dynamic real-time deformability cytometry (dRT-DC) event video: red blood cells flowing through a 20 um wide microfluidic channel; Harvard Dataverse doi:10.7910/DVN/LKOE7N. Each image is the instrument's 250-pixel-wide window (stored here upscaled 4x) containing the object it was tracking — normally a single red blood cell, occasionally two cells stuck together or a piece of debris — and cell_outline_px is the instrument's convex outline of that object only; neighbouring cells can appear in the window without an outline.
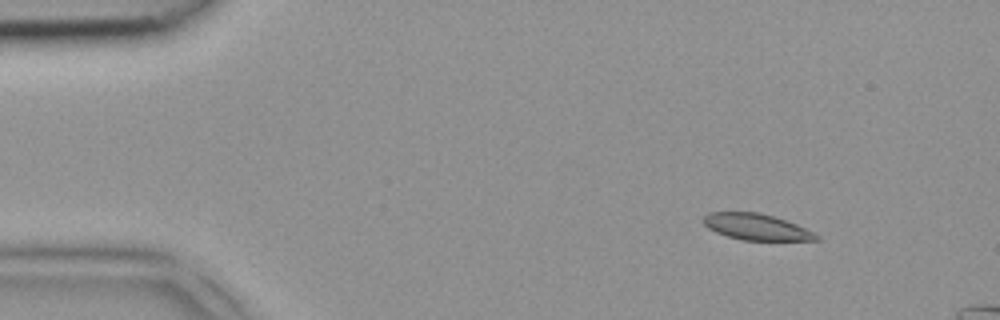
{"species": "common noctule bat (a hibernating species)", "species_latin": "Nyctalus noctula", "temperature_condition": "room temperature", "stored_images_in_passage": 3, "camera_frame_rate_fps": 3000, "um_per_image_px": 0.085, "animal": {"sex": "female", "body_mass_g": 18.4}, "frame": {"image": 1, "passage_image": 1, "time_ms": 0.0, "image_size_px": [1000, 320], "cell_outline_px": [[820, 240], [740, 240], [716, 232], [708, 228], [704, 224], [704, 216], [708, 212], [760, 212], [796, 224], [820, 236]], "centroid_in_image_um": [64.27, 19.29], "position_along_channel_um": 20.7, "area_um2": 17.05}}